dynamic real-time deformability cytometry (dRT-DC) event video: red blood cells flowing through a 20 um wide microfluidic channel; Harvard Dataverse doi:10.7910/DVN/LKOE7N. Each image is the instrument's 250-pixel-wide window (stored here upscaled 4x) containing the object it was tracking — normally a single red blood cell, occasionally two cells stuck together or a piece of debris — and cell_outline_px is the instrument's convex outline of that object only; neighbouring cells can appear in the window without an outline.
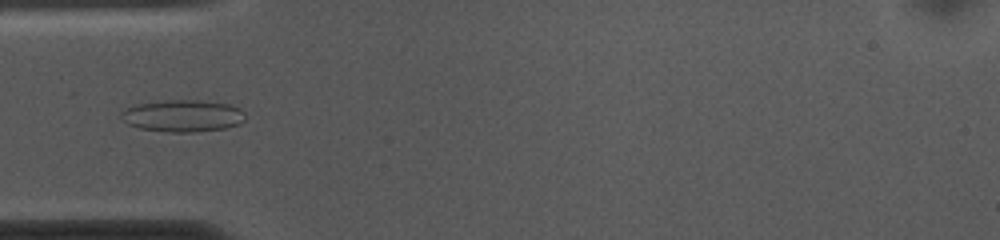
{"species": "common noctule bat (a hibernating species)", "species_latin": "Nyctalus noctula", "temperature_condition": "cold", "stored_images_in_passage": 54, "camera_frame_rate_fps": 3000, "um_per_image_px": 0.085, "animal": {"sex": "female", "body_mass_g": 10.0, "forearm_length_mm": 53.1}, "frame": {"image": 1, "passage_image": 16, "time_ms": 5.0, "image_size_px": [1000, 240], "cell_outline_px": [[244, 120], [240, 124], [228, 128], [196, 132], [168, 132], [140, 128], [128, 124], [120, 116], [120, 112], [124, 108], [136, 104], [168, 100], [196, 100], [232, 104], [240, 108], [244, 112]], "centroid_in_image_um": [15.55, 9.84], "position_along_channel_um": 69.4, "area_um2": 23.35}}
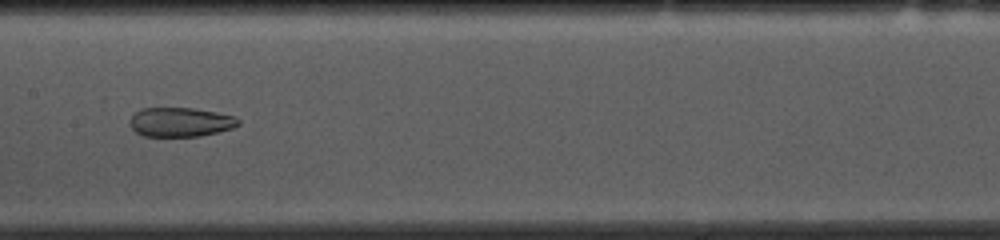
{"frame": {"image": 2, "passage_image": 26, "time_ms": 8.333, "image_size_px": [1000, 240], "cell_outline_px": [[240, 124], [232, 128], [200, 136], [144, 136], [136, 132], [128, 124], [128, 120], [140, 108], [196, 108], [236, 116], [240, 120]], "centroid_in_image_um": [15.33, 10.37], "position_along_channel_um": 192.1, "area_um2": 18.61}}
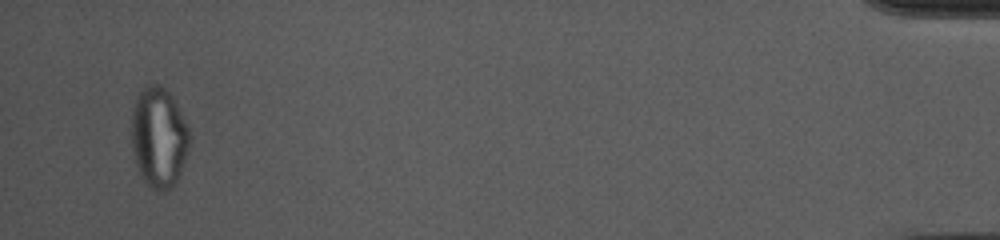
{"frame": {"image": 3, "passage_image": 52, "time_ms": 17.0, "image_size_px": [1000, 240], "cell_outline_px": [[188, 148], [176, 184], [160, 192], [156, 192], [144, 180], [136, 164], [132, 148], [132, 108], [136, 96], [144, 84], [160, 84], [172, 96], [188, 128]], "centroid_in_image_um": [13.47, 11.64], "position_along_channel_um": 421.7, "area_um2": 33.64}, "authors_computed_cell_mechanics": {"area_um2": 25.5476, "velocity_mm_per_s": 3.6518, "shape_relaxation_time_tau1_ms": null, "shape_relaxation_time_tau2_ms": 3.4629, "deformation_change_tau1": null, "deformation_change_tau2": 0.1187}}